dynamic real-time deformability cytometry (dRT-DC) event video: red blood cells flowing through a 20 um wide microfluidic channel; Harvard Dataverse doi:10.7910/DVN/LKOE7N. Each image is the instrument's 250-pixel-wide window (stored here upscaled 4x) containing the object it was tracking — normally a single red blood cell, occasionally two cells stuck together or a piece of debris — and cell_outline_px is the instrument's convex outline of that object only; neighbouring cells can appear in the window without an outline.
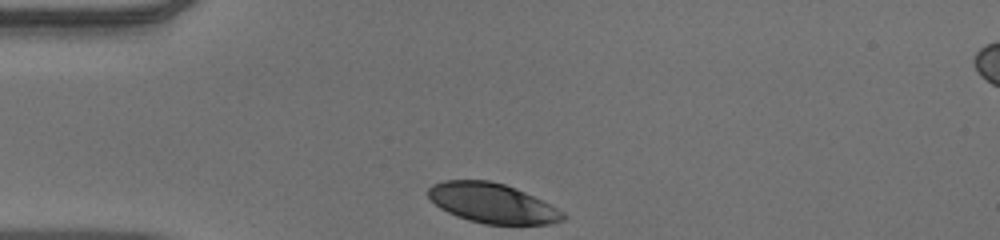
{"species": "human", "species_latin": "Homo sapiens", "temperature_condition": "warm", "stored_images_in_passage": 31, "camera_frame_rate_fps": 3000, "um_per_image_px": 0.085, "donor": {"sex": "male"}, "frame": {"image": 1, "passage_image": 1, "time_ms": 0.0, "image_size_px": [1000, 240], "cell_outline_px": [[568, 216], [564, 220], [552, 224], [484, 224], [468, 220], [456, 216], [440, 208], [428, 196], [428, 188], [432, 184], [444, 180], [488, 180], [504, 184], [516, 188], [564, 212]], "centroid_in_image_um": [41.84, 17.27], "position_along_channel_um": 43.2, "area_um2": 31.1}}
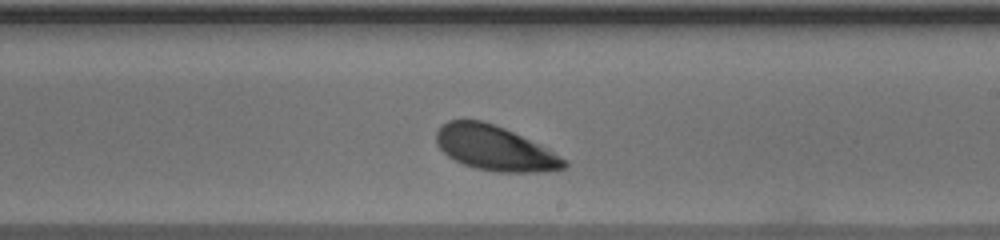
{"frame": {"image": 2, "passage_image": 19, "time_ms": 6.0, "image_size_px": [1000, 240], "cell_outline_px": [[568, 164], [564, 168], [540, 172], [496, 172], [476, 168], [464, 164], [448, 156], [436, 144], [436, 132], [440, 124], [448, 120], [480, 120], [504, 128], [552, 152], [564, 160]], "centroid_in_image_um": [41.97, 12.59], "position_along_channel_um": 247.0, "area_um2": 32.66}}
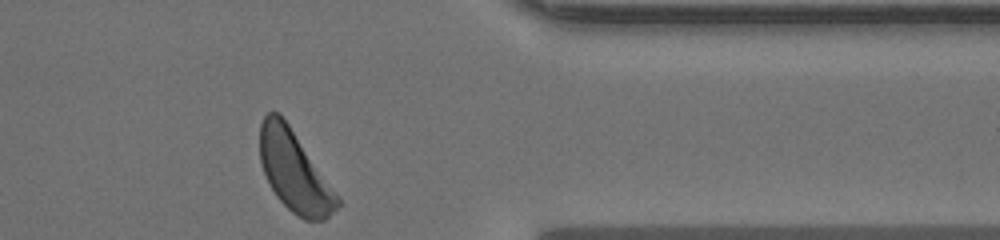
{"frame": {"image": 3, "passage_image": 31, "time_ms": 10.0, "image_size_px": [1000, 240], "cell_outline_px": [[344, 204], [324, 220], [304, 220], [292, 212], [276, 196], [264, 172], [260, 160], [260, 124], [264, 116], [268, 112], [280, 112]], "centroid_in_image_um": [25.04, 14.58], "position_along_channel_um": 386.4, "area_um2": 35.95}, "authors_computed_cell_mechanics": {"area_um2": 33.7552, "velocity_mm_per_s": 3.8409, "shape_relaxation_time_tau1_ms": 1.624, "shape_relaxation_time_tau2_ms": null, "deformation_change_tau1": 0.1122, "deformation_change_tau2": null}}